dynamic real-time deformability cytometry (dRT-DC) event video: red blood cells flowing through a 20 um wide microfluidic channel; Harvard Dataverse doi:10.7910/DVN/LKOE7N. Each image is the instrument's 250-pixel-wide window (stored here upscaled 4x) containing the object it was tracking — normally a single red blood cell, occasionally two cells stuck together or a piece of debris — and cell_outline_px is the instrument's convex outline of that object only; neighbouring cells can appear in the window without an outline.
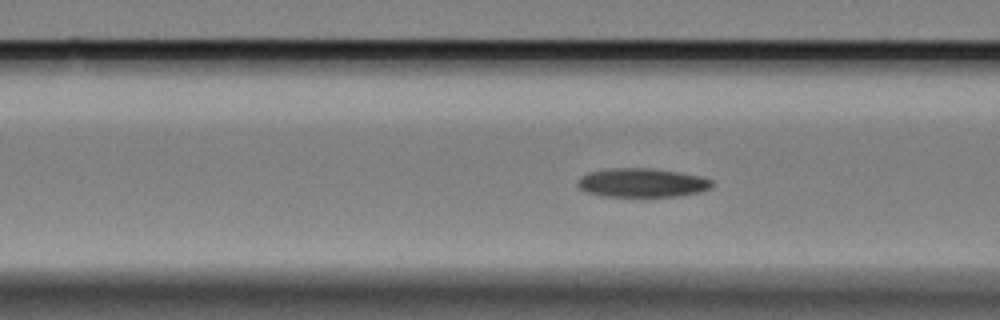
{"species": "Egyptian fruit bat (a non-hibernating species)", "species_latin": "Rousettus aegyptiacus", "temperature_condition": "cold", "stored_images_in_passage": 42, "camera_frame_rate_fps": 3000, "um_per_image_px": 0.085, "animal": {"sex": "female"}, "frame": {"image": 1, "passage_image": 4, "time_ms": 1.0, "image_size_px": [1000, 320], "cell_outline_px": [[716, 184], [712, 188], [700, 192], [680, 196], [604, 196], [588, 192], [580, 188], [576, 184], [576, 180], [580, 176], [588, 172], [608, 168], [652, 168], [680, 172], [700, 176], [712, 180]], "centroid_in_image_um": [54.6, 15.52], "position_along_channel_um": 112.0, "area_um2": 22.89}}
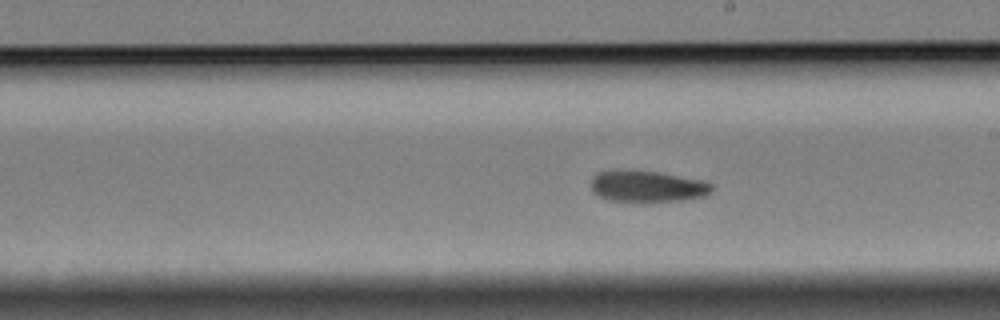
{"frame": {"image": 2, "passage_image": 15, "time_ms": 4.667, "image_size_px": [1000, 320], "cell_outline_px": [[712, 192], [704, 196], [684, 200], [644, 204], [636, 204], [608, 200], [592, 192], [592, 176], [596, 172], [660, 172], [704, 180], [712, 184]], "centroid_in_image_um": [55.06, 15.91], "position_along_channel_um": 233.9, "area_um2": 22.48}}
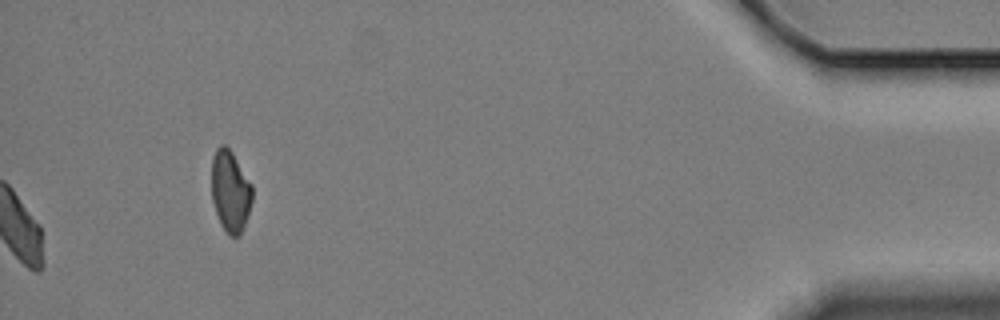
{"frame": {"image": 3, "passage_image": 42, "time_ms": 13.667, "image_size_px": [1000, 320], "cell_outline_px": [[252, 200], [240, 236], [228, 236], [220, 224], [212, 200], [212, 156], [216, 148], [220, 144], [224, 144], [232, 152], [252, 184]], "centroid_in_image_um": [19.56, 16.24], "position_along_channel_um": 415.6, "area_um2": 19.31}}